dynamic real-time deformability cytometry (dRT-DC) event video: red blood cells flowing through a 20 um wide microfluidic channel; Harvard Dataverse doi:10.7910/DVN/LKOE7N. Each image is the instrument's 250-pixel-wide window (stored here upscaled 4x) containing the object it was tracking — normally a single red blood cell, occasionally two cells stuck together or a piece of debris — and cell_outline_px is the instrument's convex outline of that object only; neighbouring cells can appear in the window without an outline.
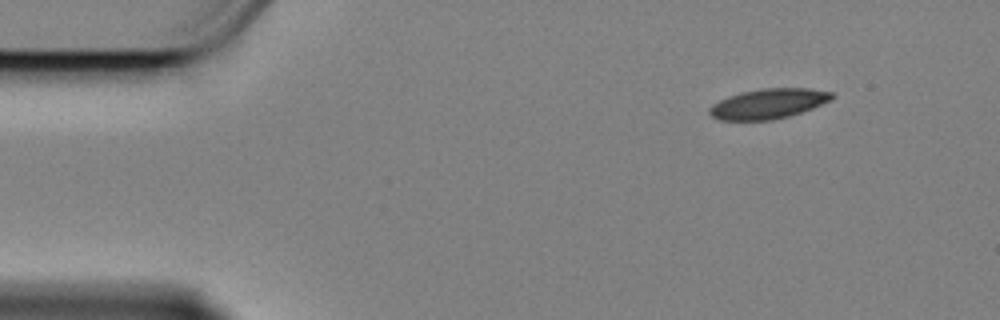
{"species": "Egyptian fruit bat (a non-hibernating species)", "species_latin": "Rousettus aegyptiacus", "temperature_condition": "cold", "stored_images_in_passage": 53, "camera_frame_rate_fps": 3000, "um_per_image_px": 0.085, "animal": {"sex": "female"}, "frame": {"image": 1, "passage_image": 1, "time_ms": 0.0, "image_size_px": [1000, 320], "cell_outline_px": [[836, 96], [832, 100], [812, 108], [788, 116], [772, 120], [720, 120], [712, 116], [708, 112], [708, 108], [712, 104], [728, 96], [744, 92], [764, 88], [808, 88], [832, 92]], "centroid_in_image_um": [65.32, 8.81], "position_along_channel_um": 19.7, "area_um2": 21.33}}
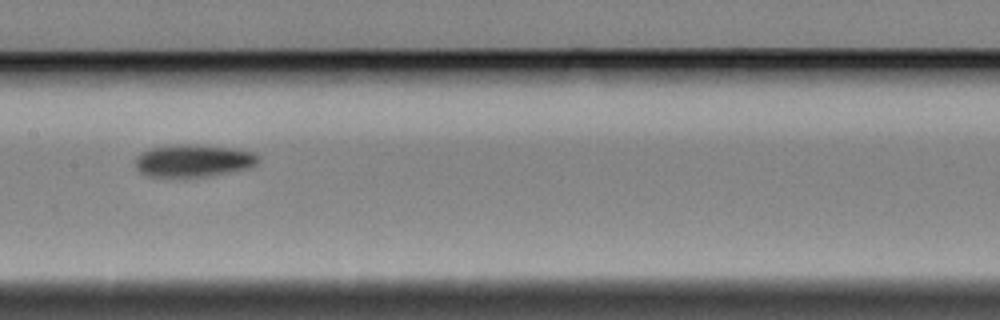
{"frame": {"image": 2, "passage_image": 23, "time_ms": 7.333, "image_size_px": [1000, 320], "cell_outline_px": [[260, 160], [256, 164], [248, 168], [208, 176], [184, 180], [148, 176], [140, 172], [136, 168], [136, 156], [140, 152], [152, 148], [180, 144], [188, 144], [232, 148], [252, 152], [260, 156]], "centroid_in_image_um": [16.39, 13.7], "position_along_channel_um": 191.0, "area_um2": 23.81}}
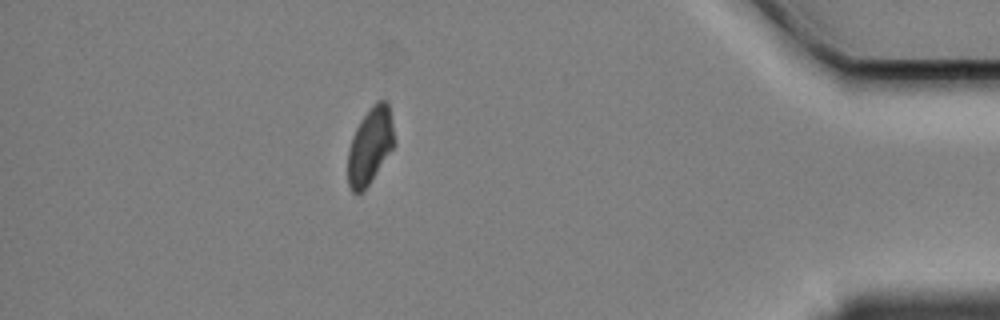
{"frame": {"image": 3, "passage_image": 46, "time_ms": 15.0, "image_size_px": [1000, 320], "cell_outline_px": [[396, 144], [368, 184], [360, 192], [352, 192], [348, 184], [348, 148], [352, 136], [360, 120], [372, 104], [376, 100], [384, 100], [388, 104]], "centroid_in_image_um": [31.45, 12.36], "position_along_channel_um": 403.7, "area_um2": 20.52}, "authors_computed_cell_mechanics": {"area_um2": 22.3108, "velocity_mm_per_s": 3.3809, "shape_relaxation_time_tau1_ms": 8.1855, "shape_relaxation_time_tau2_ms": null, "deformation_change_tau1": 0.1477, "deformation_change_tau2": null}}